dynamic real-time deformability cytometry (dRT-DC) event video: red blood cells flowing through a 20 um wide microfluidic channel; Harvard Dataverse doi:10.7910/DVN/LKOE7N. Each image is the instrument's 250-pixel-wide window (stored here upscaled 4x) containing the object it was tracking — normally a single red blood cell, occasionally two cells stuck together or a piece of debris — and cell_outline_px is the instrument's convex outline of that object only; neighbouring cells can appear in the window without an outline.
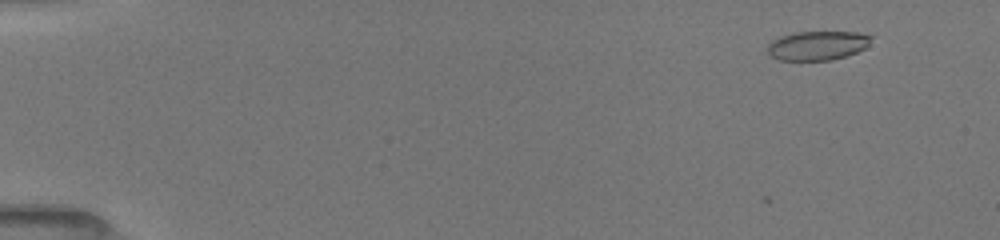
{"species": "common noctule bat (a hibernating species)", "species_latin": "Nyctalus noctula", "temperature_condition": "room temperature", "stored_images_in_passage": 11, "camera_frame_rate_fps": 3000, "um_per_image_px": 0.085, "animal": {"sex": "female", "body_mass_g": 19.5, "forearm_length_mm": 54.1}, "frame": {"image": 1, "passage_image": 3, "time_ms": 0.333, "image_size_px": [1000, 240], "cell_outline_px": [[872, 36], [868, 44], [864, 48], [856, 52], [832, 60], [780, 60], [768, 56], [768, 44], [772, 40], [780, 36], [796, 32], [860, 32]], "centroid_in_image_um": [69.45, 3.87], "position_along_channel_um": 15.6, "area_um2": 17.57}}